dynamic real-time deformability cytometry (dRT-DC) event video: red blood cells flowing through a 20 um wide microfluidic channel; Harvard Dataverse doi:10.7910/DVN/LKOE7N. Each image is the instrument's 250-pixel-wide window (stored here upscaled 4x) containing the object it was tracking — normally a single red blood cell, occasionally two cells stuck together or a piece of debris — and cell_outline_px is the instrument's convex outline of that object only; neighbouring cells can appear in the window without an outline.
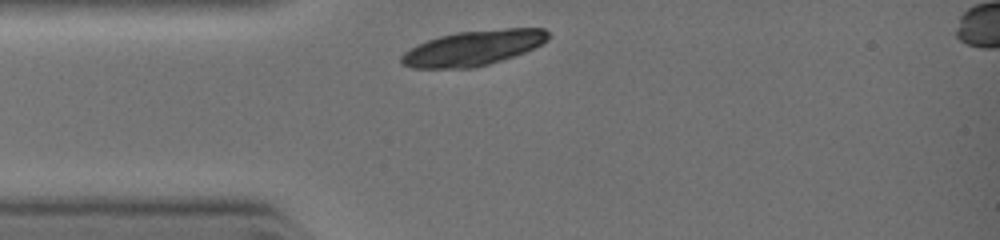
{"species": "common noctule bat (a hibernating species)", "species_latin": "Nyctalus noctula", "temperature_condition": "warm", "stored_images_in_passage": 11, "camera_frame_rate_fps": 3000, "um_per_image_px": 0.085, "animal": {"sex": "female", "body_mass_g": 19.0, "forearm_length_mm": 51.5}, "frame": {"image": 1, "passage_image": 1, "time_ms": 0.0, "image_size_px": [1000, 240], "cell_outline_px": [[548, 40], [524, 52], [476, 68], [412, 68], [400, 64], [400, 56], [404, 52], [428, 40], [440, 36], [456, 32], [504, 28], [544, 28], [548, 32]], "centroid_in_image_um": [40.2, 4.08], "position_along_channel_um": 44.8, "area_um2": 29.82}}
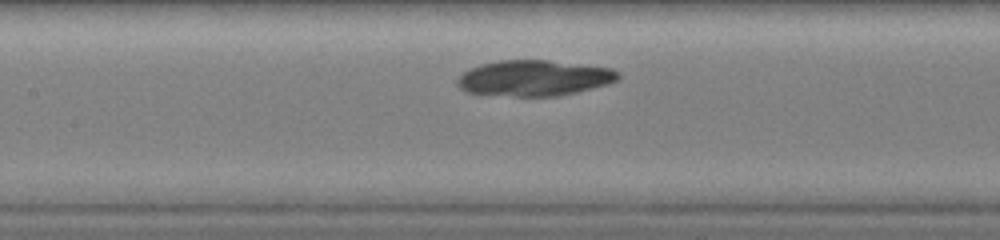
{"frame": {"image": 2, "passage_image": 7, "time_ms": 2.333, "image_size_px": [1000, 240], "cell_outline_px": [[620, 80], [608, 84], [560, 96], [516, 96], [464, 92], [456, 84], [456, 80], [464, 72], [480, 64], [500, 60], [548, 60], [612, 68], [620, 72]], "centroid_in_image_um": [45.43, 6.63], "position_along_channel_um": 162.0, "area_um2": 33.58}}
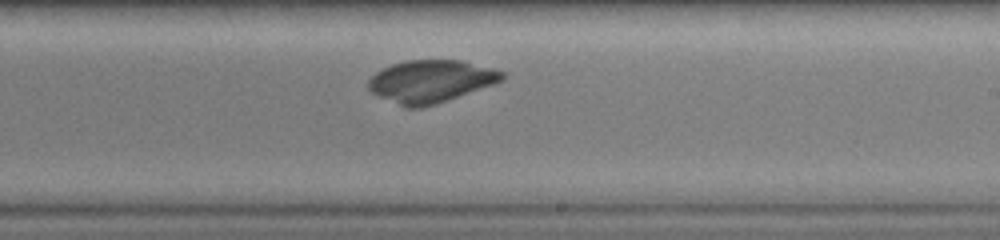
{"frame": {"image": 3, "passage_image": 11, "time_ms": 4.0, "image_size_px": [1000, 240], "cell_outline_px": [[508, 76], [504, 80], [448, 100], [436, 104], [420, 108], [404, 108], [368, 92], [368, 80], [380, 68], [392, 64], [408, 60], [464, 60], [492, 68], [504, 72]], "centroid_in_image_um": [36.59, 6.92], "position_along_channel_um": 252.4, "area_um2": 33.52}}